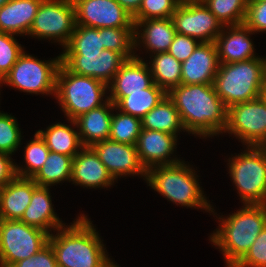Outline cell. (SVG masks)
Segmentation results:
<instances>
[{
    "label": "cell",
    "instance_id": "cell-49",
    "mask_svg": "<svg viewBox=\"0 0 266 267\" xmlns=\"http://www.w3.org/2000/svg\"><path fill=\"white\" fill-rule=\"evenodd\" d=\"M264 98L266 99V91H263V94Z\"/></svg>",
    "mask_w": 266,
    "mask_h": 267
},
{
    "label": "cell",
    "instance_id": "cell-12",
    "mask_svg": "<svg viewBox=\"0 0 266 267\" xmlns=\"http://www.w3.org/2000/svg\"><path fill=\"white\" fill-rule=\"evenodd\" d=\"M172 20L177 33L200 42H215L224 27L202 1L180 3Z\"/></svg>",
    "mask_w": 266,
    "mask_h": 267
},
{
    "label": "cell",
    "instance_id": "cell-23",
    "mask_svg": "<svg viewBox=\"0 0 266 267\" xmlns=\"http://www.w3.org/2000/svg\"><path fill=\"white\" fill-rule=\"evenodd\" d=\"M38 185L32 178L15 176L0 188V219L20 220Z\"/></svg>",
    "mask_w": 266,
    "mask_h": 267
},
{
    "label": "cell",
    "instance_id": "cell-6",
    "mask_svg": "<svg viewBox=\"0 0 266 267\" xmlns=\"http://www.w3.org/2000/svg\"><path fill=\"white\" fill-rule=\"evenodd\" d=\"M108 86L70 72L62 63L56 76L55 99L66 119L75 120L108 100Z\"/></svg>",
    "mask_w": 266,
    "mask_h": 267
},
{
    "label": "cell",
    "instance_id": "cell-4",
    "mask_svg": "<svg viewBox=\"0 0 266 267\" xmlns=\"http://www.w3.org/2000/svg\"><path fill=\"white\" fill-rule=\"evenodd\" d=\"M199 175L188 161L171 165H157L147 169L146 180L152 190L176 206L202 209L209 214L213 205L200 186Z\"/></svg>",
    "mask_w": 266,
    "mask_h": 267
},
{
    "label": "cell",
    "instance_id": "cell-32",
    "mask_svg": "<svg viewBox=\"0 0 266 267\" xmlns=\"http://www.w3.org/2000/svg\"><path fill=\"white\" fill-rule=\"evenodd\" d=\"M33 137L29 142L27 141L23 150L24 165L19 166L15 163L16 176L33 178L42 168L50 153L45 141L37 132H35Z\"/></svg>",
    "mask_w": 266,
    "mask_h": 267
},
{
    "label": "cell",
    "instance_id": "cell-48",
    "mask_svg": "<svg viewBox=\"0 0 266 267\" xmlns=\"http://www.w3.org/2000/svg\"><path fill=\"white\" fill-rule=\"evenodd\" d=\"M2 79L0 78V88L2 87ZM1 90V89H0ZM0 95H1V93H0Z\"/></svg>",
    "mask_w": 266,
    "mask_h": 267
},
{
    "label": "cell",
    "instance_id": "cell-35",
    "mask_svg": "<svg viewBox=\"0 0 266 267\" xmlns=\"http://www.w3.org/2000/svg\"><path fill=\"white\" fill-rule=\"evenodd\" d=\"M105 49L120 53L126 60L135 57L134 28H100Z\"/></svg>",
    "mask_w": 266,
    "mask_h": 267
},
{
    "label": "cell",
    "instance_id": "cell-26",
    "mask_svg": "<svg viewBox=\"0 0 266 267\" xmlns=\"http://www.w3.org/2000/svg\"><path fill=\"white\" fill-rule=\"evenodd\" d=\"M67 120L70 124L56 122L46 127V130L44 128L36 132L45 141L50 151L75 157L84 146L81 143L75 120Z\"/></svg>",
    "mask_w": 266,
    "mask_h": 267
},
{
    "label": "cell",
    "instance_id": "cell-27",
    "mask_svg": "<svg viewBox=\"0 0 266 267\" xmlns=\"http://www.w3.org/2000/svg\"><path fill=\"white\" fill-rule=\"evenodd\" d=\"M141 123L143 129L176 136L186 132L176 106L167 95L141 119Z\"/></svg>",
    "mask_w": 266,
    "mask_h": 267
},
{
    "label": "cell",
    "instance_id": "cell-31",
    "mask_svg": "<svg viewBox=\"0 0 266 267\" xmlns=\"http://www.w3.org/2000/svg\"><path fill=\"white\" fill-rule=\"evenodd\" d=\"M99 29L76 25L69 43L62 49L61 55L98 56L104 50Z\"/></svg>",
    "mask_w": 266,
    "mask_h": 267
},
{
    "label": "cell",
    "instance_id": "cell-46",
    "mask_svg": "<svg viewBox=\"0 0 266 267\" xmlns=\"http://www.w3.org/2000/svg\"><path fill=\"white\" fill-rule=\"evenodd\" d=\"M180 3H185V2H195V1H201V0H178Z\"/></svg>",
    "mask_w": 266,
    "mask_h": 267
},
{
    "label": "cell",
    "instance_id": "cell-28",
    "mask_svg": "<svg viewBox=\"0 0 266 267\" xmlns=\"http://www.w3.org/2000/svg\"><path fill=\"white\" fill-rule=\"evenodd\" d=\"M167 92L153 83L144 92L128 93L122 97L115 108L122 113L142 119L150 112L165 96Z\"/></svg>",
    "mask_w": 266,
    "mask_h": 267
},
{
    "label": "cell",
    "instance_id": "cell-29",
    "mask_svg": "<svg viewBox=\"0 0 266 267\" xmlns=\"http://www.w3.org/2000/svg\"><path fill=\"white\" fill-rule=\"evenodd\" d=\"M147 63L150 64L153 82L168 92L171 88L181 84L182 63L169 52L152 54Z\"/></svg>",
    "mask_w": 266,
    "mask_h": 267
},
{
    "label": "cell",
    "instance_id": "cell-19",
    "mask_svg": "<svg viewBox=\"0 0 266 267\" xmlns=\"http://www.w3.org/2000/svg\"><path fill=\"white\" fill-rule=\"evenodd\" d=\"M70 182L89 189H110L116 184L91 146H84L73 158Z\"/></svg>",
    "mask_w": 266,
    "mask_h": 267
},
{
    "label": "cell",
    "instance_id": "cell-37",
    "mask_svg": "<svg viewBox=\"0 0 266 267\" xmlns=\"http://www.w3.org/2000/svg\"><path fill=\"white\" fill-rule=\"evenodd\" d=\"M180 2L178 0H142L134 24L146 19L172 18Z\"/></svg>",
    "mask_w": 266,
    "mask_h": 267
},
{
    "label": "cell",
    "instance_id": "cell-2",
    "mask_svg": "<svg viewBox=\"0 0 266 267\" xmlns=\"http://www.w3.org/2000/svg\"><path fill=\"white\" fill-rule=\"evenodd\" d=\"M92 222L81 212L71 225H64L49 235L48 243L58 267H120L109 257L104 240Z\"/></svg>",
    "mask_w": 266,
    "mask_h": 267
},
{
    "label": "cell",
    "instance_id": "cell-41",
    "mask_svg": "<svg viewBox=\"0 0 266 267\" xmlns=\"http://www.w3.org/2000/svg\"><path fill=\"white\" fill-rule=\"evenodd\" d=\"M201 42L184 34H175L169 53L179 62H184Z\"/></svg>",
    "mask_w": 266,
    "mask_h": 267
},
{
    "label": "cell",
    "instance_id": "cell-5",
    "mask_svg": "<svg viewBox=\"0 0 266 267\" xmlns=\"http://www.w3.org/2000/svg\"><path fill=\"white\" fill-rule=\"evenodd\" d=\"M213 84L227 108L254 100L266 87V58L220 64Z\"/></svg>",
    "mask_w": 266,
    "mask_h": 267
},
{
    "label": "cell",
    "instance_id": "cell-47",
    "mask_svg": "<svg viewBox=\"0 0 266 267\" xmlns=\"http://www.w3.org/2000/svg\"><path fill=\"white\" fill-rule=\"evenodd\" d=\"M9 0H0V7L5 5Z\"/></svg>",
    "mask_w": 266,
    "mask_h": 267
},
{
    "label": "cell",
    "instance_id": "cell-38",
    "mask_svg": "<svg viewBox=\"0 0 266 267\" xmlns=\"http://www.w3.org/2000/svg\"><path fill=\"white\" fill-rule=\"evenodd\" d=\"M16 35L0 32V78L11 70L18 57L24 52V46L19 44Z\"/></svg>",
    "mask_w": 266,
    "mask_h": 267
},
{
    "label": "cell",
    "instance_id": "cell-16",
    "mask_svg": "<svg viewBox=\"0 0 266 267\" xmlns=\"http://www.w3.org/2000/svg\"><path fill=\"white\" fill-rule=\"evenodd\" d=\"M178 136L161 131L141 130L135 144L140 162L147 170L157 165H171L182 161L176 155Z\"/></svg>",
    "mask_w": 266,
    "mask_h": 267
},
{
    "label": "cell",
    "instance_id": "cell-8",
    "mask_svg": "<svg viewBox=\"0 0 266 267\" xmlns=\"http://www.w3.org/2000/svg\"><path fill=\"white\" fill-rule=\"evenodd\" d=\"M60 65L61 54L42 61L24 50L2 79V84L27 94L55 97L56 76Z\"/></svg>",
    "mask_w": 266,
    "mask_h": 267
},
{
    "label": "cell",
    "instance_id": "cell-34",
    "mask_svg": "<svg viewBox=\"0 0 266 267\" xmlns=\"http://www.w3.org/2000/svg\"><path fill=\"white\" fill-rule=\"evenodd\" d=\"M115 111V113H114ZM142 130L141 119L113 109L109 139L135 145Z\"/></svg>",
    "mask_w": 266,
    "mask_h": 267
},
{
    "label": "cell",
    "instance_id": "cell-11",
    "mask_svg": "<svg viewBox=\"0 0 266 267\" xmlns=\"http://www.w3.org/2000/svg\"><path fill=\"white\" fill-rule=\"evenodd\" d=\"M231 134L246 146H258L266 137V99L236 103L228 108L227 125L223 134Z\"/></svg>",
    "mask_w": 266,
    "mask_h": 267
},
{
    "label": "cell",
    "instance_id": "cell-7",
    "mask_svg": "<svg viewBox=\"0 0 266 267\" xmlns=\"http://www.w3.org/2000/svg\"><path fill=\"white\" fill-rule=\"evenodd\" d=\"M227 159L228 173L243 204H266V155L257 146H244Z\"/></svg>",
    "mask_w": 266,
    "mask_h": 267
},
{
    "label": "cell",
    "instance_id": "cell-22",
    "mask_svg": "<svg viewBox=\"0 0 266 267\" xmlns=\"http://www.w3.org/2000/svg\"><path fill=\"white\" fill-rule=\"evenodd\" d=\"M50 188L38 186L32 194L30 204L25 209L20 221L29 226L39 228L49 235L56 229L66 225L53 208ZM65 223V224H64ZM53 231V232H52Z\"/></svg>",
    "mask_w": 266,
    "mask_h": 267
},
{
    "label": "cell",
    "instance_id": "cell-44",
    "mask_svg": "<svg viewBox=\"0 0 266 267\" xmlns=\"http://www.w3.org/2000/svg\"><path fill=\"white\" fill-rule=\"evenodd\" d=\"M117 3L133 18L139 11L142 0H116Z\"/></svg>",
    "mask_w": 266,
    "mask_h": 267
},
{
    "label": "cell",
    "instance_id": "cell-14",
    "mask_svg": "<svg viewBox=\"0 0 266 267\" xmlns=\"http://www.w3.org/2000/svg\"><path fill=\"white\" fill-rule=\"evenodd\" d=\"M91 147L116 182L118 178L139 175L146 180L147 170L140 162L135 145L107 139L94 143Z\"/></svg>",
    "mask_w": 266,
    "mask_h": 267
},
{
    "label": "cell",
    "instance_id": "cell-15",
    "mask_svg": "<svg viewBox=\"0 0 266 267\" xmlns=\"http://www.w3.org/2000/svg\"><path fill=\"white\" fill-rule=\"evenodd\" d=\"M126 59L118 52L104 49L98 56L61 55V63L72 73L92 77L107 86Z\"/></svg>",
    "mask_w": 266,
    "mask_h": 267
},
{
    "label": "cell",
    "instance_id": "cell-3",
    "mask_svg": "<svg viewBox=\"0 0 266 267\" xmlns=\"http://www.w3.org/2000/svg\"><path fill=\"white\" fill-rule=\"evenodd\" d=\"M242 206L227 216L217 214L214 205L211 212L219 226L210 233L209 241L221 251L226 267H234L245 256L266 226V204Z\"/></svg>",
    "mask_w": 266,
    "mask_h": 267
},
{
    "label": "cell",
    "instance_id": "cell-13",
    "mask_svg": "<svg viewBox=\"0 0 266 267\" xmlns=\"http://www.w3.org/2000/svg\"><path fill=\"white\" fill-rule=\"evenodd\" d=\"M76 25L93 28H134L133 18L116 0H72Z\"/></svg>",
    "mask_w": 266,
    "mask_h": 267
},
{
    "label": "cell",
    "instance_id": "cell-39",
    "mask_svg": "<svg viewBox=\"0 0 266 267\" xmlns=\"http://www.w3.org/2000/svg\"><path fill=\"white\" fill-rule=\"evenodd\" d=\"M234 267H266V226Z\"/></svg>",
    "mask_w": 266,
    "mask_h": 267
},
{
    "label": "cell",
    "instance_id": "cell-9",
    "mask_svg": "<svg viewBox=\"0 0 266 267\" xmlns=\"http://www.w3.org/2000/svg\"><path fill=\"white\" fill-rule=\"evenodd\" d=\"M76 26L72 0H43L27 36L46 39L64 48Z\"/></svg>",
    "mask_w": 266,
    "mask_h": 267
},
{
    "label": "cell",
    "instance_id": "cell-10",
    "mask_svg": "<svg viewBox=\"0 0 266 267\" xmlns=\"http://www.w3.org/2000/svg\"><path fill=\"white\" fill-rule=\"evenodd\" d=\"M49 234L20 220L0 219V267L32 257L48 243Z\"/></svg>",
    "mask_w": 266,
    "mask_h": 267
},
{
    "label": "cell",
    "instance_id": "cell-17",
    "mask_svg": "<svg viewBox=\"0 0 266 267\" xmlns=\"http://www.w3.org/2000/svg\"><path fill=\"white\" fill-rule=\"evenodd\" d=\"M153 83L149 64L135 52V57L121 65L108 85V99L115 105L128 93L144 92Z\"/></svg>",
    "mask_w": 266,
    "mask_h": 267
},
{
    "label": "cell",
    "instance_id": "cell-36",
    "mask_svg": "<svg viewBox=\"0 0 266 267\" xmlns=\"http://www.w3.org/2000/svg\"><path fill=\"white\" fill-rule=\"evenodd\" d=\"M14 115L0 111V152L14 155L22 145L23 136Z\"/></svg>",
    "mask_w": 266,
    "mask_h": 267
},
{
    "label": "cell",
    "instance_id": "cell-33",
    "mask_svg": "<svg viewBox=\"0 0 266 267\" xmlns=\"http://www.w3.org/2000/svg\"><path fill=\"white\" fill-rule=\"evenodd\" d=\"M223 26L244 24L249 0H201Z\"/></svg>",
    "mask_w": 266,
    "mask_h": 267
},
{
    "label": "cell",
    "instance_id": "cell-25",
    "mask_svg": "<svg viewBox=\"0 0 266 267\" xmlns=\"http://www.w3.org/2000/svg\"><path fill=\"white\" fill-rule=\"evenodd\" d=\"M115 105L108 99L103 105L94 108L75 119L83 146L109 139L113 109Z\"/></svg>",
    "mask_w": 266,
    "mask_h": 267
},
{
    "label": "cell",
    "instance_id": "cell-20",
    "mask_svg": "<svg viewBox=\"0 0 266 267\" xmlns=\"http://www.w3.org/2000/svg\"><path fill=\"white\" fill-rule=\"evenodd\" d=\"M215 42H201L181 66V84H213L219 69Z\"/></svg>",
    "mask_w": 266,
    "mask_h": 267
},
{
    "label": "cell",
    "instance_id": "cell-30",
    "mask_svg": "<svg viewBox=\"0 0 266 267\" xmlns=\"http://www.w3.org/2000/svg\"><path fill=\"white\" fill-rule=\"evenodd\" d=\"M72 156L50 151L42 168L32 178L38 186L53 187L62 182H70L72 175Z\"/></svg>",
    "mask_w": 266,
    "mask_h": 267
},
{
    "label": "cell",
    "instance_id": "cell-45",
    "mask_svg": "<svg viewBox=\"0 0 266 267\" xmlns=\"http://www.w3.org/2000/svg\"><path fill=\"white\" fill-rule=\"evenodd\" d=\"M266 155V137L257 146Z\"/></svg>",
    "mask_w": 266,
    "mask_h": 267
},
{
    "label": "cell",
    "instance_id": "cell-21",
    "mask_svg": "<svg viewBox=\"0 0 266 267\" xmlns=\"http://www.w3.org/2000/svg\"><path fill=\"white\" fill-rule=\"evenodd\" d=\"M176 34L172 18L146 19L135 23V52L143 46L149 56L155 53L168 52ZM142 45V46H141Z\"/></svg>",
    "mask_w": 266,
    "mask_h": 267
},
{
    "label": "cell",
    "instance_id": "cell-40",
    "mask_svg": "<svg viewBox=\"0 0 266 267\" xmlns=\"http://www.w3.org/2000/svg\"><path fill=\"white\" fill-rule=\"evenodd\" d=\"M244 24L256 34L266 32V0L248 1Z\"/></svg>",
    "mask_w": 266,
    "mask_h": 267
},
{
    "label": "cell",
    "instance_id": "cell-24",
    "mask_svg": "<svg viewBox=\"0 0 266 267\" xmlns=\"http://www.w3.org/2000/svg\"><path fill=\"white\" fill-rule=\"evenodd\" d=\"M43 0H9L0 7V32L26 36Z\"/></svg>",
    "mask_w": 266,
    "mask_h": 267
},
{
    "label": "cell",
    "instance_id": "cell-43",
    "mask_svg": "<svg viewBox=\"0 0 266 267\" xmlns=\"http://www.w3.org/2000/svg\"><path fill=\"white\" fill-rule=\"evenodd\" d=\"M11 156L0 152V188L4 187L16 176L15 161Z\"/></svg>",
    "mask_w": 266,
    "mask_h": 267
},
{
    "label": "cell",
    "instance_id": "cell-42",
    "mask_svg": "<svg viewBox=\"0 0 266 267\" xmlns=\"http://www.w3.org/2000/svg\"><path fill=\"white\" fill-rule=\"evenodd\" d=\"M10 267H58L54 251L49 243L32 257L18 261Z\"/></svg>",
    "mask_w": 266,
    "mask_h": 267
},
{
    "label": "cell",
    "instance_id": "cell-1",
    "mask_svg": "<svg viewBox=\"0 0 266 267\" xmlns=\"http://www.w3.org/2000/svg\"><path fill=\"white\" fill-rule=\"evenodd\" d=\"M167 96L176 106L186 133L200 139L223 135L228 108L214 84H180L171 88Z\"/></svg>",
    "mask_w": 266,
    "mask_h": 267
},
{
    "label": "cell",
    "instance_id": "cell-18",
    "mask_svg": "<svg viewBox=\"0 0 266 267\" xmlns=\"http://www.w3.org/2000/svg\"><path fill=\"white\" fill-rule=\"evenodd\" d=\"M245 24L224 26L215 44L220 64L246 61L253 58H266L255 52L251 35H255ZM257 54V55H256Z\"/></svg>",
    "mask_w": 266,
    "mask_h": 267
}]
</instances>
